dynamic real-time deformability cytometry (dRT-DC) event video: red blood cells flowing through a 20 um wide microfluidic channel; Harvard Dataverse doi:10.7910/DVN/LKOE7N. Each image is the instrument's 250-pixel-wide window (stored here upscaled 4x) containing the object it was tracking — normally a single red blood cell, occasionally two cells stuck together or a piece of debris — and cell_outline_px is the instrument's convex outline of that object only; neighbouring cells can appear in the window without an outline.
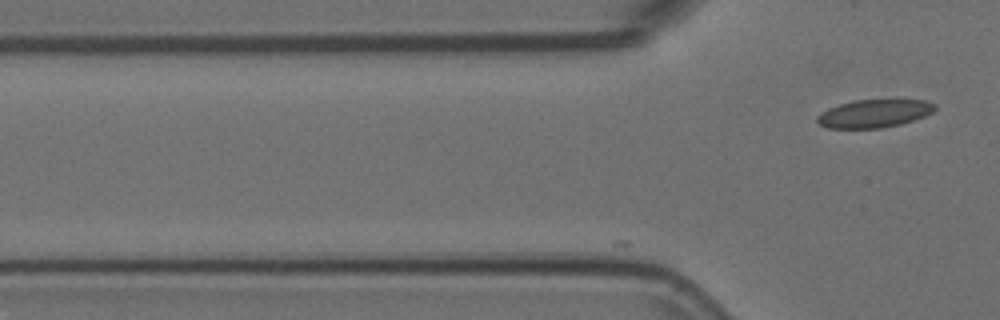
{"species": "Egyptian fruit bat (a non-hibernating species)", "species_latin": "Rousettus aegyptiacus", "temperature_condition": "room temperature", "stored_images_in_passage": 5, "camera_frame_rate_fps": 3000, "um_per_image_px": 0.085, "animal": {"sex": "female"}, "frame": {"image": 1, "passage_image": 5, "time_ms": 1.333, "image_size_px": [1000, 320], "cell_outline_px": [[936, 108], [932, 112], [924, 116], [900, 124], [880, 128], [828, 128], [820, 124], [816, 120], [816, 116], [820, 112], [828, 108], [852, 100], [892, 96], [924, 100], [936, 104]], "centroid_in_image_um": [74.34, 9.58], "position_along_channel_um": 51.5, "area_um2": 20.17}}